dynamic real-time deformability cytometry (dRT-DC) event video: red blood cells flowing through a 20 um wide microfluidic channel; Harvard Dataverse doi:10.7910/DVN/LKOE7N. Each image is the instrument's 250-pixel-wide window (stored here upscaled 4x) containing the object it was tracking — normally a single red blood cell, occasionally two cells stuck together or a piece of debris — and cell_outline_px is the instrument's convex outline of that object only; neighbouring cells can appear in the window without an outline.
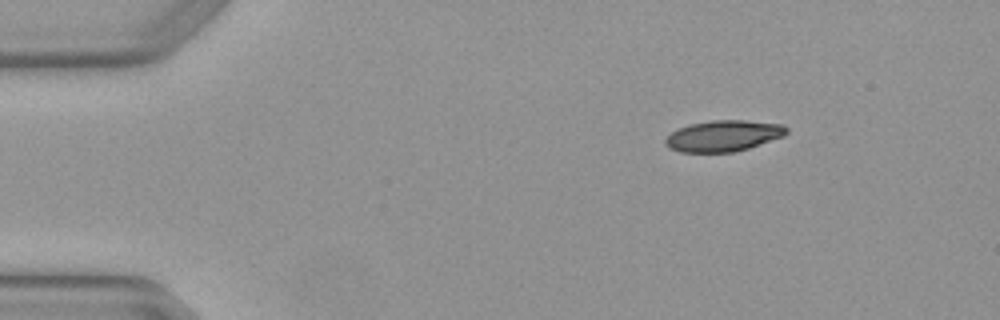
{"species": "Egyptian fruit bat (a non-hibernating species)", "species_latin": "Rousettus aegyptiacus", "temperature_condition": "warm", "stored_images_in_passage": 2, "camera_frame_rate_fps": 3000, "um_per_image_px": 0.085, "animal": {"sex": "female"}, "frame": {"image": 1, "passage_image": 1, "time_ms": 0.0, "image_size_px": [1000, 320], "cell_outline_px": [[788, 132], [784, 136], [736, 152], [680, 152], [668, 148], [664, 144], [664, 140], [672, 132], [680, 128], [692, 124], [712, 120], [744, 120], [784, 124], [788, 128]], "centroid_in_image_um": [61.51, 11.55], "position_along_channel_um": 23.5, "area_um2": 21.96}}